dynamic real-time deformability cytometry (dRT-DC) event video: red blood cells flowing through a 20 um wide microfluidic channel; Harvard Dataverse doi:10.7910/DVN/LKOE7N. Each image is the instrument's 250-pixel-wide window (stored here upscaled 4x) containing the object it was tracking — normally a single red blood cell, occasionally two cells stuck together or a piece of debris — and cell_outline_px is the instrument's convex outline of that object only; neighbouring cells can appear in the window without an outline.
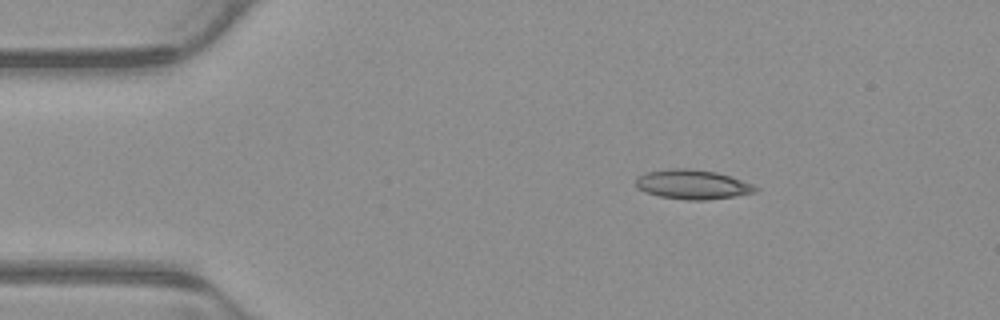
{"species": "common noctule bat (a hibernating species)", "species_latin": "Nyctalus noctula", "temperature_condition": "warm", "stored_images_in_passage": 3, "camera_frame_rate_fps": 3000, "um_per_image_px": 0.085, "animal": {"sex": "male", "body_mass_g": 23.1, "forearm_length_mm": 52.7}, "frame": {"image": 1, "passage_image": 1, "time_ms": 0.0, "image_size_px": [1000, 320], "cell_outline_px": [[760, 188], [756, 192], [736, 196], [704, 200], [688, 200], [660, 196], [644, 192], [636, 188], [636, 180], [640, 176], [648, 172], [672, 168], [688, 168], [716, 172], [752, 184]], "centroid_in_image_um": [58.87, 15.68], "position_along_channel_um": 26.1, "area_um2": 20.35}}
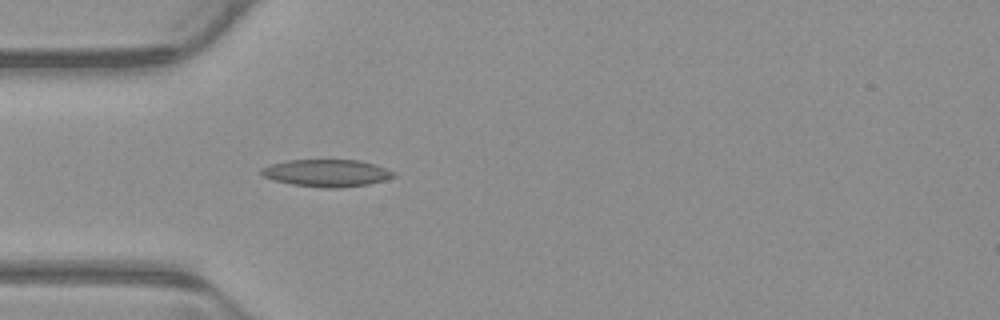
{"frame": {"image": 2, "passage_image": 3, "time_ms": 0.667, "image_size_px": [1000, 320], "cell_outline_px": [[396, 176], [384, 180], [368, 184], [336, 188], [324, 188], [292, 184], [276, 180], [264, 176], [260, 172], [260, 168], [272, 164], [288, 160], [356, 160], [376, 164], [396, 172]], "centroid_in_image_um": [27.81, 14.7], "position_along_channel_um": 57.2, "area_um2": 20.87}}